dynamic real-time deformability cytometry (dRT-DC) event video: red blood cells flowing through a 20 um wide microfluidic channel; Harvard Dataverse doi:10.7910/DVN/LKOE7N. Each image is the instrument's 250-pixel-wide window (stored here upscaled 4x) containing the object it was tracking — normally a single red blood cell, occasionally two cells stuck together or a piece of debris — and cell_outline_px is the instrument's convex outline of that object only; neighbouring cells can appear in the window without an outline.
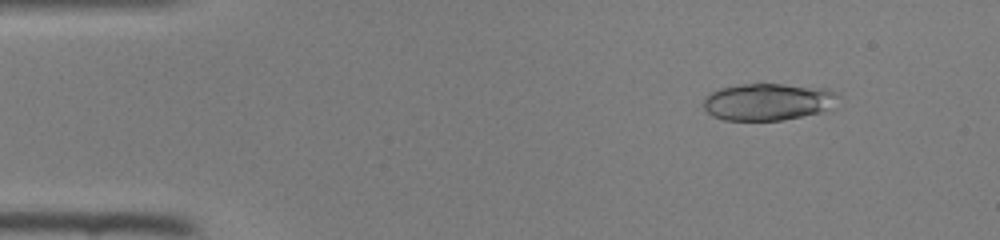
{"species": "common noctule bat (a hibernating species)", "species_latin": "Nyctalus noctula", "temperature_condition": "room temperature", "stored_images_in_passage": 46, "camera_frame_rate_fps": 3000, "um_per_image_px": 0.085, "animal": {"sex": "female", "body_mass_g": 22.0, "forearm_length_mm": 56.7}, "frame": {"image": 1, "passage_image": 5, "time_ms": 1.333, "image_size_px": [1000, 240], "cell_outline_px": [[840, 96], [820, 112], [780, 120], [724, 120], [712, 116], [704, 108], [704, 96], [720, 88], [744, 84], [784, 84], [828, 88], [836, 92]], "centroid_in_image_um": [65.23, 8.64], "position_along_channel_um": 19.8, "area_um2": 28.73}}